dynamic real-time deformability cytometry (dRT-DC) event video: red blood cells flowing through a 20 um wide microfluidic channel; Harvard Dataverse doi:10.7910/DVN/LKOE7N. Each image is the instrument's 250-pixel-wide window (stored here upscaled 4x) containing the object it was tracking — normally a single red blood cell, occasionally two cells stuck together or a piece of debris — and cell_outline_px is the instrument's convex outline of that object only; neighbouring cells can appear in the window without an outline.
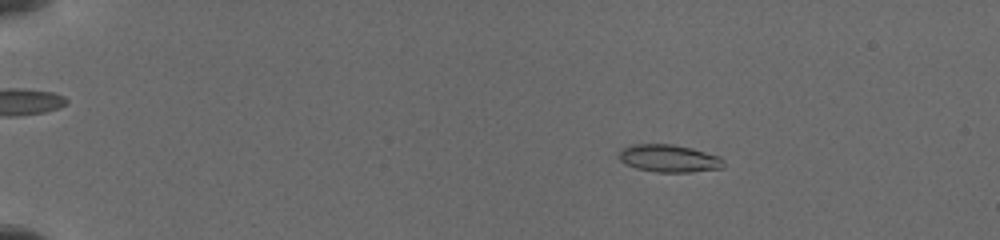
{"species": "common noctule bat (a hibernating species)", "species_latin": "Nyctalus noctula", "temperature_condition": "cold", "stored_images_in_passage": 19, "camera_frame_rate_fps": 3000, "um_per_image_px": 0.085, "animal": {"sex": "female", "body_mass_g": 19.5, "forearm_length_mm": 54.1}, "frame": {"image": 1, "passage_image": 7, "time_ms": 3.0, "image_size_px": [1000, 240], "cell_outline_px": [[724, 168], [692, 172], [656, 172], [636, 168], [620, 160], [620, 148], [632, 144], [672, 144], [692, 148], [720, 156], [724, 160]], "centroid_in_image_um": [56.9, 13.46], "position_along_channel_um": 28.1, "area_um2": 16.88}}
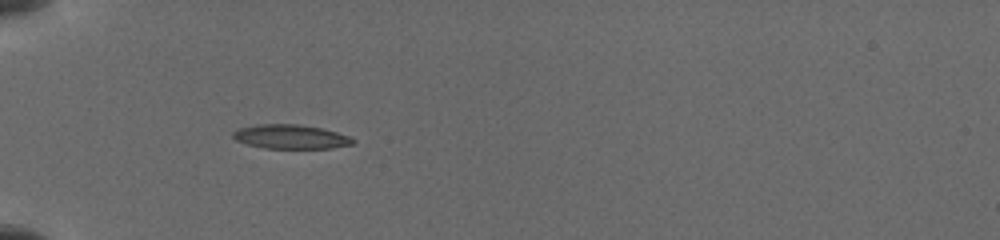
{"frame": {"image": 2, "passage_image": 14, "time_ms": 6.0, "image_size_px": [1000, 240], "cell_outline_px": [[356, 140], [352, 144], [332, 148], [264, 148], [248, 144], [236, 140], [232, 136], [232, 132], [240, 128], [256, 124], [300, 124], [320, 128], [352, 136]], "centroid_in_image_um": [24.73, 11.62], "position_along_channel_um": 60.3, "area_um2": 16.88}}
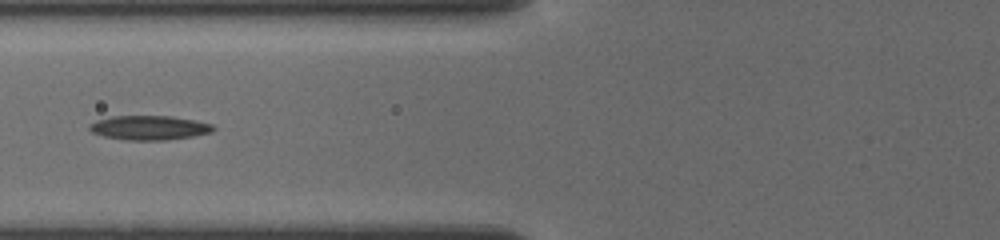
{"frame": {"image": 3, "passage_image": 17, "time_ms": 7.667, "image_size_px": [1000, 240], "cell_outline_px": [[216, 128], [212, 132], [192, 136], [164, 140], [128, 140], [104, 136], [92, 132], [88, 128], [88, 124], [96, 120], [112, 116], [172, 116], [196, 120], [212, 124]], "centroid_in_image_um": [12.68, 10.85], "position_along_channel_um": 113.1, "area_um2": 17.57}}